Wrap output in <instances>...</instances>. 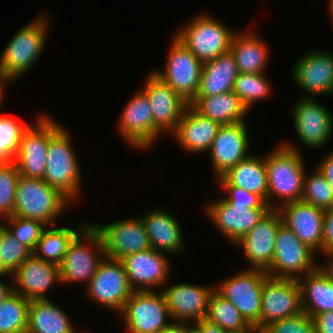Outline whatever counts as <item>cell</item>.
<instances>
[{
  "mask_svg": "<svg viewBox=\"0 0 333 333\" xmlns=\"http://www.w3.org/2000/svg\"><path fill=\"white\" fill-rule=\"evenodd\" d=\"M282 142V143H281ZM275 149L265 155L268 178V205L277 209L284 204L301 200L306 168L298 148L290 142L281 141ZM275 197L281 204H272Z\"/></svg>",
  "mask_w": 333,
  "mask_h": 333,
  "instance_id": "obj_1",
  "label": "cell"
},
{
  "mask_svg": "<svg viewBox=\"0 0 333 333\" xmlns=\"http://www.w3.org/2000/svg\"><path fill=\"white\" fill-rule=\"evenodd\" d=\"M68 130L50 116V141L43 180L71 202L81 194V172Z\"/></svg>",
  "mask_w": 333,
  "mask_h": 333,
  "instance_id": "obj_2",
  "label": "cell"
},
{
  "mask_svg": "<svg viewBox=\"0 0 333 333\" xmlns=\"http://www.w3.org/2000/svg\"><path fill=\"white\" fill-rule=\"evenodd\" d=\"M50 16L41 12L10 39L0 55V77L6 81L20 79L39 59L49 32ZM47 35V36H46Z\"/></svg>",
  "mask_w": 333,
  "mask_h": 333,
  "instance_id": "obj_3",
  "label": "cell"
},
{
  "mask_svg": "<svg viewBox=\"0 0 333 333\" xmlns=\"http://www.w3.org/2000/svg\"><path fill=\"white\" fill-rule=\"evenodd\" d=\"M15 196L12 216L38 220L46 226L56 225L55 221L71 204L66 196L43 179L21 175L16 184Z\"/></svg>",
  "mask_w": 333,
  "mask_h": 333,
  "instance_id": "obj_4",
  "label": "cell"
},
{
  "mask_svg": "<svg viewBox=\"0 0 333 333\" xmlns=\"http://www.w3.org/2000/svg\"><path fill=\"white\" fill-rule=\"evenodd\" d=\"M236 32L224 23L206 14L196 15L174 35L196 58L205 63L230 51L232 37Z\"/></svg>",
  "mask_w": 333,
  "mask_h": 333,
  "instance_id": "obj_5",
  "label": "cell"
},
{
  "mask_svg": "<svg viewBox=\"0 0 333 333\" xmlns=\"http://www.w3.org/2000/svg\"><path fill=\"white\" fill-rule=\"evenodd\" d=\"M104 257L103 238L88 223L67 246L64 260L59 265L61 284L84 281L88 285Z\"/></svg>",
  "mask_w": 333,
  "mask_h": 333,
  "instance_id": "obj_6",
  "label": "cell"
},
{
  "mask_svg": "<svg viewBox=\"0 0 333 333\" xmlns=\"http://www.w3.org/2000/svg\"><path fill=\"white\" fill-rule=\"evenodd\" d=\"M267 276L264 270L246 268L224 281L221 280L215 288L256 329H260L262 286Z\"/></svg>",
  "mask_w": 333,
  "mask_h": 333,
  "instance_id": "obj_7",
  "label": "cell"
},
{
  "mask_svg": "<svg viewBox=\"0 0 333 333\" xmlns=\"http://www.w3.org/2000/svg\"><path fill=\"white\" fill-rule=\"evenodd\" d=\"M315 255L289 228L281 224L275 240L274 258L265 272L275 278L298 279L318 267Z\"/></svg>",
  "mask_w": 333,
  "mask_h": 333,
  "instance_id": "obj_8",
  "label": "cell"
},
{
  "mask_svg": "<svg viewBox=\"0 0 333 333\" xmlns=\"http://www.w3.org/2000/svg\"><path fill=\"white\" fill-rule=\"evenodd\" d=\"M85 289L84 294L88 298L118 313L134 292L123 263L106 256L100 261L96 273Z\"/></svg>",
  "mask_w": 333,
  "mask_h": 333,
  "instance_id": "obj_9",
  "label": "cell"
},
{
  "mask_svg": "<svg viewBox=\"0 0 333 333\" xmlns=\"http://www.w3.org/2000/svg\"><path fill=\"white\" fill-rule=\"evenodd\" d=\"M167 59L164 71L153 72L190 104L199 89L203 63L175 36Z\"/></svg>",
  "mask_w": 333,
  "mask_h": 333,
  "instance_id": "obj_10",
  "label": "cell"
},
{
  "mask_svg": "<svg viewBox=\"0 0 333 333\" xmlns=\"http://www.w3.org/2000/svg\"><path fill=\"white\" fill-rule=\"evenodd\" d=\"M119 314L129 333H157L170 323L168 319L171 320L161 289L158 292L134 291Z\"/></svg>",
  "mask_w": 333,
  "mask_h": 333,
  "instance_id": "obj_11",
  "label": "cell"
},
{
  "mask_svg": "<svg viewBox=\"0 0 333 333\" xmlns=\"http://www.w3.org/2000/svg\"><path fill=\"white\" fill-rule=\"evenodd\" d=\"M147 75L141 90L149 98L152 107L154 142H156L163 133L170 132L172 134L176 130L189 103L153 71Z\"/></svg>",
  "mask_w": 333,
  "mask_h": 333,
  "instance_id": "obj_12",
  "label": "cell"
},
{
  "mask_svg": "<svg viewBox=\"0 0 333 333\" xmlns=\"http://www.w3.org/2000/svg\"><path fill=\"white\" fill-rule=\"evenodd\" d=\"M297 279L267 276L262 286L260 329L269 323L302 313Z\"/></svg>",
  "mask_w": 333,
  "mask_h": 333,
  "instance_id": "obj_13",
  "label": "cell"
},
{
  "mask_svg": "<svg viewBox=\"0 0 333 333\" xmlns=\"http://www.w3.org/2000/svg\"><path fill=\"white\" fill-rule=\"evenodd\" d=\"M290 111L298 138L311 149H319L333 134V115L314 97H301Z\"/></svg>",
  "mask_w": 333,
  "mask_h": 333,
  "instance_id": "obj_14",
  "label": "cell"
},
{
  "mask_svg": "<svg viewBox=\"0 0 333 333\" xmlns=\"http://www.w3.org/2000/svg\"><path fill=\"white\" fill-rule=\"evenodd\" d=\"M104 242L105 256L121 260L127 255L151 248L142 219L130 217L108 224H92Z\"/></svg>",
  "mask_w": 333,
  "mask_h": 333,
  "instance_id": "obj_15",
  "label": "cell"
},
{
  "mask_svg": "<svg viewBox=\"0 0 333 333\" xmlns=\"http://www.w3.org/2000/svg\"><path fill=\"white\" fill-rule=\"evenodd\" d=\"M50 141V116L40 113L35 125L31 124L20 142L14 163L21 176L43 179Z\"/></svg>",
  "mask_w": 333,
  "mask_h": 333,
  "instance_id": "obj_16",
  "label": "cell"
},
{
  "mask_svg": "<svg viewBox=\"0 0 333 333\" xmlns=\"http://www.w3.org/2000/svg\"><path fill=\"white\" fill-rule=\"evenodd\" d=\"M118 122L119 134L133 148L147 150L154 145L153 111L149 98L137 91L123 108Z\"/></svg>",
  "mask_w": 333,
  "mask_h": 333,
  "instance_id": "obj_17",
  "label": "cell"
},
{
  "mask_svg": "<svg viewBox=\"0 0 333 333\" xmlns=\"http://www.w3.org/2000/svg\"><path fill=\"white\" fill-rule=\"evenodd\" d=\"M293 78L305 92L303 97L333 94V54L325 50L307 52L293 64Z\"/></svg>",
  "mask_w": 333,
  "mask_h": 333,
  "instance_id": "obj_18",
  "label": "cell"
},
{
  "mask_svg": "<svg viewBox=\"0 0 333 333\" xmlns=\"http://www.w3.org/2000/svg\"><path fill=\"white\" fill-rule=\"evenodd\" d=\"M282 224L280 213L271 209L248 233L234 245L241 247L249 264L248 269L266 271L274 258L275 240Z\"/></svg>",
  "mask_w": 333,
  "mask_h": 333,
  "instance_id": "obj_19",
  "label": "cell"
},
{
  "mask_svg": "<svg viewBox=\"0 0 333 333\" xmlns=\"http://www.w3.org/2000/svg\"><path fill=\"white\" fill-rule=\"evenodd\" d=\"M246 122L221 125L209 149L216 180L249 156V129Z\"/></svg>",
  "mask_w": 333,
  "mask_h": 333,
  "instance_id": "obj_20",
  "label": "cell"
},
{
  "mask_svg": "<svg viewBox=\"0 0 333 333\" xmlns=\"http://www.w3.org/2000/svg\"><path fill=\"white\" fill-rule=\"evenodd\" d=\"M167 254L149 248L125 256L120 261L125 267L128 281L134 291H148L165 287L169 278L170 261Z\"/></svg>",
  "mask_w": 333,
  "mask_h": 333,
  "instance_id": "obj_21",
  "label": "cell"
},
{
  "mask_svg": "<svg viewBox=\"0 0 333 333\" xmlns=\"http://www.w3.org/2000/svg\"><path fill=\"white\" fill-rule=\"evenodd\" d=\"M215 287L178 283L163 288L172 321L198 323L206 319L209 299Z\"/></svg>",
  "mask_w": 333,
  "mask_h": 333,
  "instance_id": "obj_22",
  "label": "cell"
},
{
  "mask_svg": "<svg viewBox=\"0 0 333 333\" xmlns=\"http://www.w3.org/2000/svg\"><path fill=\"white\" fill-rule=\"evenodd\" d=\"M206 214L231 243H236L271 210V208H251L231 206L223 197L206 204Z\"/></svg>",
  "mask_w": 333,
  "mask_h": 333,
  "instance_id": "obj_23",
  "label": "cell"
},
{
  "mask_svg": "<svg viewBox=\"0 0 333 333\" xmlns=\"http://www.w3.org/2000/svg\"><path fill=\"white\" fill-rule=\"evenodd\" d=\"M276 210L281 215L282 224L316 254L322 255L324 210L302 200L284 204Z\"/></svg>",
  "mask_w": 333,
  "mask_h": 333,
  "instance_id": "obj_24",
  "label": "cell"
},
{
  "mask_svg": "<svg viewBox=\"0 0 333 333\" xmlns=\"http://www.w3.org/2000/svg\"><path fill=\"white\" fill-rule=\"evenodd\" d=\"M12 277L14 291L28 300L48 299L46 292L55 285L54 282L61 283L59 266L45 262L33 253L18 267Z\"/></svg>",
  "mask_w": 333,
  "mask_h": 333,
  "instance_id": "obj_25",
  "label": "cell"
},
{
  "mask_svg": "<svg viewBox=\"0 0 333 333\" xmlns=\"http://www.w3.org/2000/svg\"><path fill=\"white\" fill-rule=\"evenodd\" d=\"M220 126L218 122L202 116L189 104L171 135L186 152L203 154L209 151Z\"/></svg>",
  "mask_w": 333,
  "mask_h": 333,
  "instance_id": "obj_26",
  "label": "cell"
},
{
  "mask_svg": "<svg viewBox=\"0 0 333 333\" xmlns=\"http://www.w3.org/2000/svg\"><path fill=\"white\" fill-rule=\"evenodd\" d=\"M151 248L166 254H181L185 240L178 219L164 208L158 207L141 215Z\"/></svg>",
  "mask_w": 333,
  "mask_h": 333,
  "instance_id": "obj_27",
  "label": "cell"
},
{
  "mask_svg": "<svg viewBox=\"0 0 333 333\" xmlns=\"http://www.w3.org/2000/svg\"><path fill=\"white\" fill-rule=\"evenodd\" d=\"M219 186H236L259 195L268 204L265 156L249 155L217 180Z\"/></svg>",
  "mask_w": 333,
  "mask_h": 333,
  "instance_id": "obj_28",
  "label": "cell"
},
{
  "mask_svg": "<svg viewBox=\"0 0 333 333\" xmlns=\"http://www.w3.org/2000/svg\"><path fill=\"white\" fill-rule=\"evenodd\" d=\"M238 74V66L230 51L203 63L196 97H207L233 91Z\"/></svg>",
  "mask_w": 333,
  "mask_h": 333,
  "instance_id": "obj_29",
  "label": "cell"
},
{
  "mask_svg": "<svg viewBox=\"0 0 333 333\" xmlns=\"http://www.w3.org/2000/svg\"><path fill=\"white\" fill-rule=\"evenodd\" d=\"M230 52L235 58L239 73H266L270 51L256 32L237 31L232 37Z\"/></svg>",
  "mask_w": 333,
  "mask_h": 333,
  "instance_id": "obj_30",
  "label": "cell"
},
{
  "mask_svg": "<svg viewBox=\"0 0 333 333\" xmlns=\"http://www.w3.org/2000/svg\"><path fill=\"white\" fill-rule=\"evenodd\" d=\"M304 313L313 317L333 311V281L319 268L297 279Z\"/></svg>",
  "mask_w": 333,
  "mask_h": 333,
  "instance_id": "obj_31",
  "label": "cell"
},
{
  "mask_svg": "<svg viewBox=\"0 0 333 333\" xmlns=\"http://www.w3.org/2000/svg\"><path fill=\"white\" fill-rule=\"evenodd\" d=\"M190 105L202 116L220 125L245 122L246 114L249 112L233 91L207 97H195Z\"/></svg>",
  "mask_w": 333,
  "mask_h": 333,
  "instance_id": "obj_32",
  "label": "cell"
},
{
  "mask_svg": "<svg viewBox=\"0 0 333 333\" xmlns=\"http://www.w3.org/2000/svg\"><path fill=\"white\" fill-rule=\"evenodd\" d=\"M71 319L49 299L30 300L26 333H76Z\"/></svg>",
  "mask_w": 333,
  "mask_h": 333,
  "instance_id": "obj_33",
  "label": "cell"
},
{
  "mask_svg": "<svg viewBox=\"0 0 333 333\" xmlns=\"http://www.w3.org/2000/svg\"><path fill=\"white\" fill-rule=\"evenodd\" d=\"M87 223L89 222L78 224L80 227L78 226L77 228H70L68 226L53 227V225H51V227L46 226L42 231L40 240L33 250V254L45 262L59 266L64 260L67 246Z\"/></svg>",
  "mask_w": 333,
  "mask_h": 333,
  "instance_id": "obj_34",
  "label": "cell"
},
{
  "mask_svg": "<svg viewBox=\"0 0 333 333\" xmlns=\"http://www.w3.org/2000/svg\"><path fill=\"white\" fill-rule=\"evenodd\" d=\"M206 320L231 333H247L253 329L231 301L216 290L210 296Z\"/></svg>",
  "mask_w": 333,
  "mask_h": 333,
  "instance_id": "obj_35",
  "label": "cell"
},
{
  "mask_svg": "<svg viewBox=\"0 0 333 333\" xmlns=\"http://www.w3.org/2000/svg\"><path fill=\"white\" fill-rule=\"evenodd\" d=\"M30 300L13 291L0 303V333H26Z\"/></svg>",
  "mask_w": 333,
  "mask_h": 333,
  "instance_id": "obj_36",
  "label": "cell"
},
{
  "mask_svg": "<svg viewBox=\"0 0 333 333\" xmlns=\"http://www.w3.org/2000/svg\"><path fill=\"white\" fill-rule=\"evenodd\" d=\"M265 73H239L233 87V92L244 106L250 110L254 102L267 99L271 95V84Z\"/></svg>",
  "mask_w": 333,
  "mask_h": 333,
  "instance_id": "obj_37",
  "label": "cell"
},
{
  "mask_svg": "<svg viewBox=\"0 0 333 333\" xmlns=\"http://www.w3.org/2000/svg\"><path fill=\"white\" fill-rule=\"evenodd\" d=\"M312 173L304 176L301 200L324 211L333 208L332 186L317 168Z\"/></svg>",
  "mask_w": 333,
  "mask_h": 333,
  "instance_id": "obj_38",
  "label": "cell"
},
{
  "mask_svg": "<svg viewBox=\"0 0 333 333\" xmlns=\"http://www.w3.org/2000/svg\"><path fill=\"white\" fill-rule=\"evenodd\" d=\"M33 253L19 242L9 229L0 222V257L5 268L13 274L18 267Z\"/></svg>",
  "mask_w": 333,
  "mask_h": 333,
  "instance_id": "obj_39",
  "label": "cell"
},
{
  "mask_svg": "<svg viewBox=\"0 0 333 333\" xmlns=\"http://www.w3.org/2000/svg\"><path fill=\"white\" fill-rule=\"evenodd\" d=\"M1 220L15 239L26 245L32 251L35 249L40 240L42 231L46 227L45 224L38 220L30 218H22L17 216H9ZM8 225V226H7Z\"/></svg>",
  "mask_w": 333,
  "mask_h": 333,
  "instance_id": "obj_40",
  "label": "cell"
},
{
  "mask_svg": "<svg viewBox=\"0 0 333 333\" xmlns=\"http://www.w3.org/2000/svg\"><path fill=\"white\" fill-rule=\"evenodd\" d=\"M31 124L0 114V148L15 160L21 139Z\"/></svg>",
  "mask_w": 333,
  "mask_h": 333,
  "instance_id": "obj_41",
  "label": "cell"
},
{
  "mask_svg": "<svg viewBox=\"0 0 333 333\" xmlns=\"http://www.w3.org/2000/svg\"><path fill=\"white\" fill-rule=\"evenodd\" d=\"M20 176L18 167L13 162L0 167V218L12 216L15 206L16 184Z\"/></svg>",
  "mask_w": 333,
  "mask_h": 333,
  "instance_id": "obj_42",
  "label": "cell"
},
{
  "mask_svg": "<svg viewBox=\"0 0 333 333\" xmlns=\"http://www.w3.org/2000/svg\"><path fill=\"white\" fill-rule=\"evenodd\" d=\"M262 330L263 333H316L313 318L304 312L293 317L275 320Z\"/></svg>",
  "mask_w": 333,
  "mask_h": 333,
  "instance_id": "obj_43",
  "label": "cell"
},
{
  "mask_svg": "<svg viewBox=\"0 0 333 333\" xmlns=\"http://www.w3.org/2000/svg\"><path fill=\"white\" fill-rule=\"evenodd\" d=\"M228 193L224 199L233 207L245 206L251 208H270V206L257 194L236 186H220Z\"/></svg>",
  "mask_w": 333,
  "mask_h": 333,
  "instance_id": "obj_44",
  "label": "cell"
},
{
  "mask_svg": "<svg viewBox=\"0 0 333 333\" xmlns=\"http://www.w3.org/2000/svg\"><path fill=\"white\" fill-rule=\"evenodd\" d=\"M333 250V208L324 211L322 253Z\"/></svg>",
  "mask_w": 333,
  "mask_h": 333,
  "instance_id": "obj_45",
  "label": "cell"
},
{
  "mask_svg": "<svg viewBox=\"0 0 333 333\" xmlns=\"http://www.w3.org/2000/svg\"><path fill=\"white\" fill-rule=\"evenodd\" d=\"M312 318L316 333H333V311L317 314Z\"/></svg>",
  "mask_w": 333,
  "mask_h": 333,
  "instance_id": "obj_46",
  "label": "cell"
},
{
  "mask_svg": "<svg viewBox=\"0 0 333 333\" xmlns=\"http://www.w3.org/2000/svg\"><path fill=\"white\" fill-rule=\"evenodd\" d=\"M316 168L333 188V151L320 160Z\"/></svg>",
  "mask_w": 333,
  "mask_h": 333,
  "instance_id": "obj_47",
  "label": "cell"
},
{
  "mask_svg": "<svg viewBox=\"0 0 333 333\" xmlns=\"http://www.w3.org/2000/svg\"><path fill=\"white\" fill-rule=\"evenodd\" d=\"M203 333H231L217 324L211 323L206 319L195 323Z\"/></svg>",
  "mask_w": 333,
  "mask_h": 333,
  "instance_id": "obj_48",
  "label": "cell"
},
{
  "mask_svg": "<svg viewBox=\"0 0 333 333\" xmlns=\"http://www.w3.org/2000/svg\"><path fill=\"white\" fill-rule=\"evenodd\" d=\"M188 329L187 322H175L171 320L165 328H162L157 333H186Z\"/></svg>",
  "mask_w": 333,
  "mask_h": 333,
  "instance_id": "obj_49",
  "label": "cell"
},
{
  "mask_svg": "<svg viewBox=\"0 0 333 333\" xmlns=\"http://www.w3.org/2000/svg\"><path fill=\"white\" fill-rule=\"evenodd\" d=\"M322 254L327 259V263L325 262V264H320L318 266L328 276V278L333 281V250Z\"/></svg>",
  "mask_w": 333,
  "mask_h": 333,
  "instance_id": "obj_50",
  "label": "cell"
},
{
  "mask_svg": "<svg viewBox=\"0 0 333 333\" xmlns=\"http://www.w3.org/2000/svg\"><path fill=\"white\" fill-rule=\"evenodd\" d=\"M7 283H3L1 280H0V303L2 301H4L6 299V297L11 294L13 291H14V287H13V282H12V285L9 284L6 285Z\"/></svg>",
  "mask_w": 333,
  "mask_h": 333,
  "instance_id": "obj_51",
  "label": "cell"
},
{
  "mask_svg": "<svg viewBox=\"0 0 333 333\" xmlns=\"http://www.w3.org/2000/svg\"><path fill=\"white\" fill-rule=\"evenodd\" d=\"M13 162H14V160L0 148V167L10 165Z\"/></svg>",
  "mask_w": 333,
  "mask_h": 333,
  "instance_id": "obj_52",
  "label": "cell"
},
{
  "mask_svg": "<svg viewBox=\"0 0 333 333\" xmlns=\"http://www.w3.org/2000/svg\"><path fill=\"white\" fill-rule=\"evenodd\" d=\"M6 83H8V81H6L0 77V110H1V105L3 104V100H4V96H5L4 94H5L6 88L4 86H7Z\"/></svg>",
  "mask_w": 333,
  "mask_h": 333,
  "instance_id": "obj_53",
  "label": "cell"
},
{
  "mask_svg": "<svg viewBox=\"0 0 333 333\" xmlns=\"http://www.w3.org/2000/svg\"><path fill=\"white\" fill-rule=\"evenodd\" d=\"M12 277V274L5 268V266L2 263V259L0 257V278H4V277Z\"/></svg>",
  "mask_w": 333,
  "mask_h": 333,
  "instance_id": "obj_54",
  "label": "cell"
},
{
  "mask_svg": "<svg viewBox=\"0 0 333 333\" xmlns=\"http://www.w3.org/2000/svg\"><path fill=\"white\" fill-rule=\"evenodd\" d=\"M186 333H203V332L195 323L191 325V323L189 322Z\"/></svg>",
  "mask_w": 333,
  "mask_h": 333,
  "instance_id": "obj_55",
  "label": "cell"
},
{
  "mask_svg": "<svg viewBox=\"0 0 333 333\" xmlns=\"http://www.w3.org/2000/svg\"><path fill=\"white\" fill-rule=\"evenodd\" d=\"M328 10L332 17H330L333 21V0H328Z\"/></svg>",
  "mask_w": 333,
  "mask_h": 333,
  "instance_id": "obj_56",
  "label": "cell"
},
{
  "mask_svg": "<svg viewBox=\"0 0 333 333\" xmlns=\"http://www.w3.org/2000/svg\"><path fill=\"white\" fill-rule=\"evenodd\" d=\"M247 333H263V330L261 329H256V328H253L252 330H250L249 332Z\"/></svg>",
  "mask_w": 333,
  "mask_h": 333,
  "instance_id": "obj_57",
  "label": "cell"
}]
</instances>
